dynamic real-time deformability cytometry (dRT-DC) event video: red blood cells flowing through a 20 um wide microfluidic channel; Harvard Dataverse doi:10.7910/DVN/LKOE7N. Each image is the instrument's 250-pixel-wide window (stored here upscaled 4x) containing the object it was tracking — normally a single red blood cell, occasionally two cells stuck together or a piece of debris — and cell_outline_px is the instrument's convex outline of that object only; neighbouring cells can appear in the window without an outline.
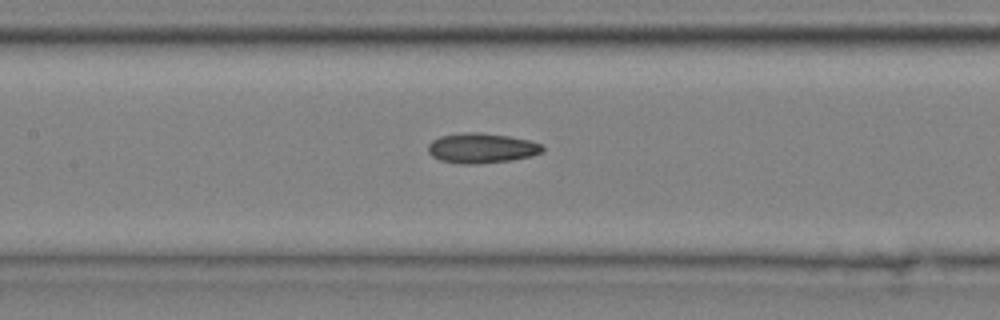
{"species": "common noctule bat (a hibernating species)", "species_latin": "Nyctalus noctula", "temperature_condition": "cold", "stored_images_in_passage": 8, "camera_frame_rate_fps": 3000, "um_per_image_px": 0.085, "animal": {"sex": "male", "body_mass_g": 20.4}, "frame": {"image": 1, "passage_image": 8, "time_ms": 2.333, "image_size_px": [1000, 320], "cell_outline_px": [[544, 152], [532, 156], [512, 160], [480, 164], [460, 164], [440, 160], [432, 156], [428, 152], [428, 144], [432, 140], [440, 136], [468, 132], [480, 132], [508, 136], [528, 140], [544, 144]], "centroid_in_image_um": [40.96, 12.6], "position_along_channel_um": 166.4, "area_um2": 20.23}}